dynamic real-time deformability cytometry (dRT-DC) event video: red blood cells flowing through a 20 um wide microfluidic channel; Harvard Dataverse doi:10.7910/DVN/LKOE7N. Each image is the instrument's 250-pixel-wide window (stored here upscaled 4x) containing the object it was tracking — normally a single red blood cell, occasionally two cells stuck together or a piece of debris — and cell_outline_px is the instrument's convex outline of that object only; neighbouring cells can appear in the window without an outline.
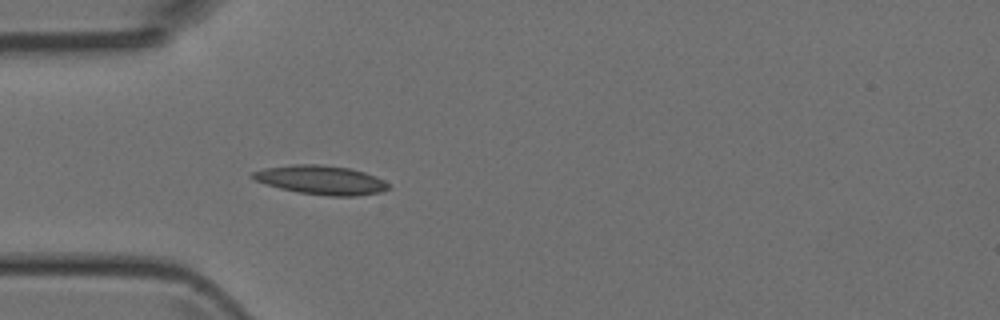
{"species": "Egyptian fruit bat (a non-hibernating species)", "species_latin": "Rousettus aegyptiacus", "temperature_condition": "room temperature", "stored_images_in_passage": 41, "camera_frame_rate_fps": 3000, "um_per_image_px": 0.085, "animal": {"sex": "female"}, "frame": {"image": 1, "passage_image": 9, "time_ms": 2.667, "image_size_px": [1000, 320], "cell_outline_px": [[392, 188], [380, 192], [356, 196], [328, 196], [300, 192], [280, 188], [256, 180], [248, 176], [252, 172], [264, 168], [292, 164], [324, 164], [348, 168], [364, 172], [376, 176], [384, 180]], "centroid_in_image_um": [27.31, 15.29], "position_along_channel_um": 57.7, "area_um2": 22.95}}
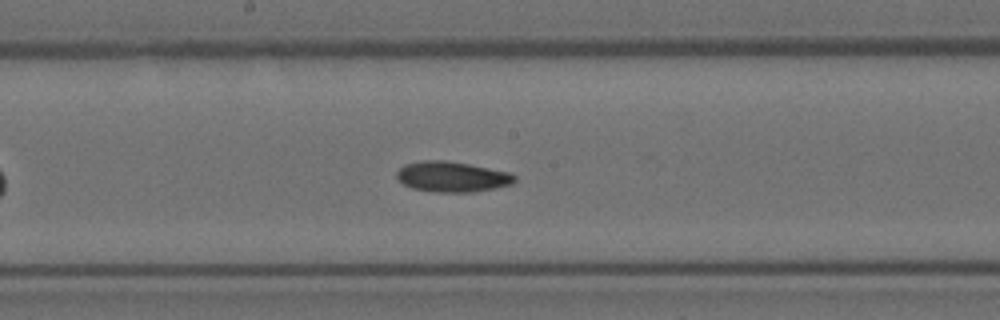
{"frame": {"image": 2, "passage_image": 20, "time_ms": 6.333, "image_size_px": [1000, 320], "cell_outline_px": [[516, 180], [512, 184], [496, 188], [472, 192], [436, 192], [412, 188], [404, 184], [396, 176], [396, 172], [404, 164], [424, 160], [444, 160], [468, 164], [512, 172], [516, 176]], "centroid_in_image_um": [38.46, 15.02], "position_along_channel_um": 209.7, "area_um2": 20.98}}
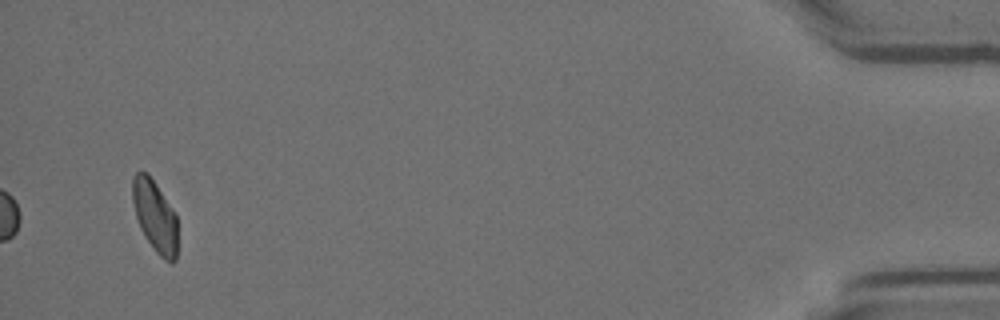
{"frame": {"image": 3, "passage_image": 41, "time_ms": 13.333, "image_size_px": [1000, 320], "cell_outline_px": [[176, 260], [172, 264], [164, 260], [156, 252], [144, 236], [140, 228], [136, 216], [132, 200], [132, 176], [136, 172], [148, 172], [156, 184], [176, 216]], "centroid_in_image_um": [13.14, 18.37], "position_along_channel_um": 422.1, "area_um2": 18.67}}